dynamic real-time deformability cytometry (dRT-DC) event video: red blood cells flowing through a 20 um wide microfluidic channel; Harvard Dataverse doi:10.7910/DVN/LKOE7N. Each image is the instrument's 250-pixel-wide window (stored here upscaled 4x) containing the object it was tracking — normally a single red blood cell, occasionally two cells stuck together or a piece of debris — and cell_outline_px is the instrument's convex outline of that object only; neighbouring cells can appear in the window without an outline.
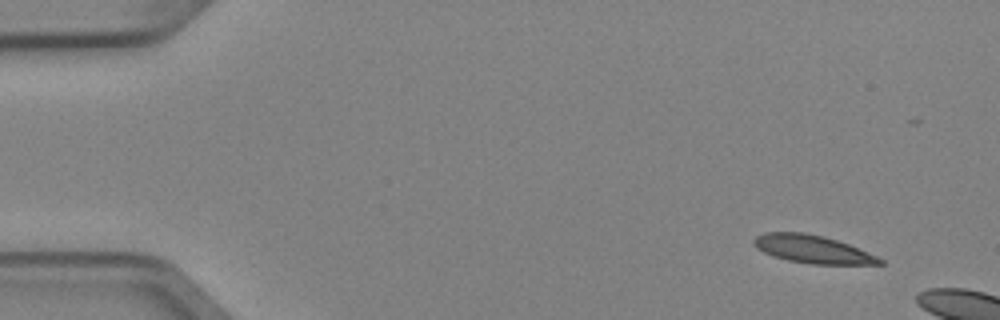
{"species": "Egyptian fruit bat (a non-hibernating species)", "species_latin": "Rousettus aegyptiacus", "temperature_condition": "cold", "stored_images_in_passage": 3, "camera_frame_rate_fps": 3000, "um_per_image_px": 0.085, "animal": {"sex": "female"}, "frame": {"image": 1, "passage_image": 1, "time_ms": 0.0, "image_size_px": [1000, 320], "cell_outline_px": [[884, 264], [812, 264], [788, 260], [772, 256], [756, 248], [752, 244], [752, 240], [756, 236], [764, 232], [804, 232], [824, 236], [848, 244], [868, 252], [884, 260]], "centroid_in_image_um": [69.02, 21.17], "position_along_channel_um": 16.0, "area_um2": 20.52}}